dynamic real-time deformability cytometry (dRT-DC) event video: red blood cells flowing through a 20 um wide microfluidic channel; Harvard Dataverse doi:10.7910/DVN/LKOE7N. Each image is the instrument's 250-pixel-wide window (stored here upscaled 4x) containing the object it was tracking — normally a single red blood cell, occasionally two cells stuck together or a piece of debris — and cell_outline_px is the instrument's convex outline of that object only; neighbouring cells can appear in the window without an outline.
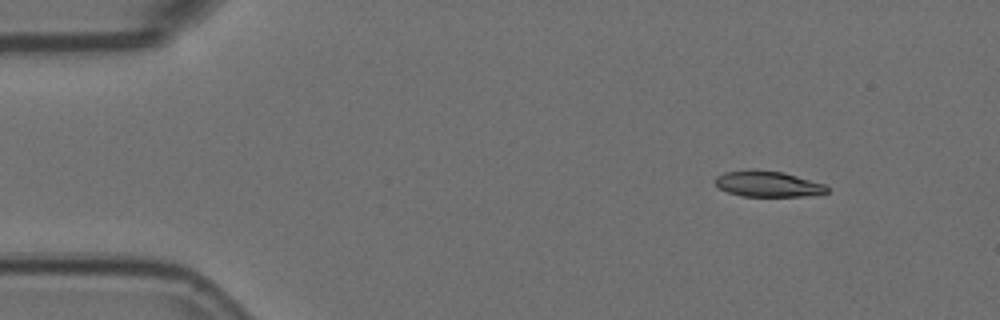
{"species": "Egyptian fruit bat (a non-hibernating species)", "species_latin": "Rousettus aegyptiacus", "temperature_condition": "room temperature", "stored_images_in_passage": 8, "camera_frame_rate_fps": 3000, "um_per_image_px": 0.085, "animal": {"sex": "female"}, "frame": {"image": 1, "passage_image": 1, "time_ms": 0.0, "image_size_px": [1000, 320], "cell_outline_px": [[828, 192], [804, 196], [744, 196], [728, 192], [720, 188], [716, 184], [716, 176], [724, 172], [748, 168], [756, 168], [784, 172], [824, 184], [828, 188]], "centroid_in_image_um": [65.24, 15.6], "position_along_channel_um": 19.8, "area_um2": 16.94}}
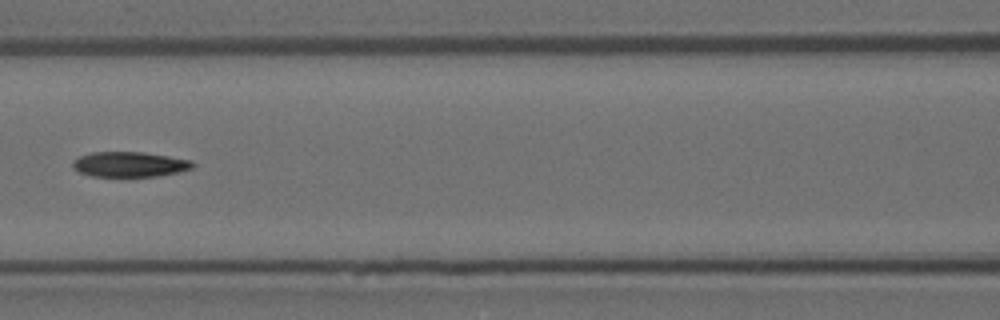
{"frame": {"image": 2, "passage_image": 6, "time_ms": 1.667, "image_size_px": [1000, 320], "cell_outline_px": [[196, 164], [192, 168], [160, 176], [92, 176], [80, 172], [72, 168], [72, 160], [80, 156], [92, 152], [144, 152], [192, 160]], "centroid_in_image_um": [11.01, 13.96], "position_along_channel_um": 155.6, "area_um2": 17.57}}
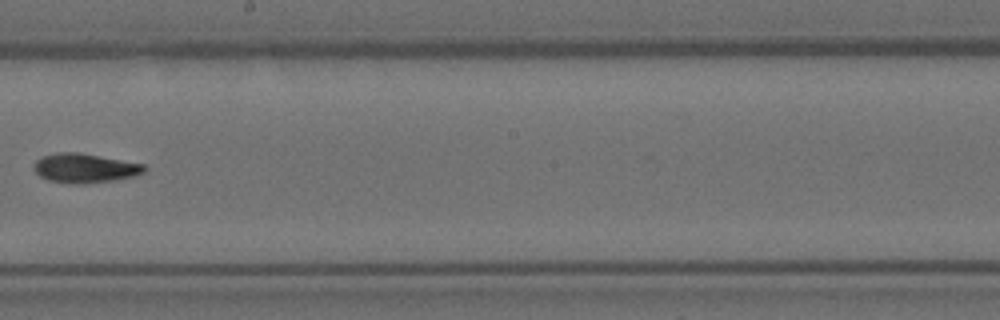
{"frame": {"image": 3, "passage_image": 8, "time_ms": 2.333, "image_size_px": [1000, 320], "cell_outline_px": [[148, 168], [144, 172], [132, 176], [112, 180], [80, 184], [72, 184], [48, 180], [40, 176], [36, 172], [36, 160], [44, 156], [60, 152], [80, 152], [144, 164]], "centroid_in_image_um": [7.24, 14.28], "position_along_channel_um": 241.0, "area_um2": 18.55}}